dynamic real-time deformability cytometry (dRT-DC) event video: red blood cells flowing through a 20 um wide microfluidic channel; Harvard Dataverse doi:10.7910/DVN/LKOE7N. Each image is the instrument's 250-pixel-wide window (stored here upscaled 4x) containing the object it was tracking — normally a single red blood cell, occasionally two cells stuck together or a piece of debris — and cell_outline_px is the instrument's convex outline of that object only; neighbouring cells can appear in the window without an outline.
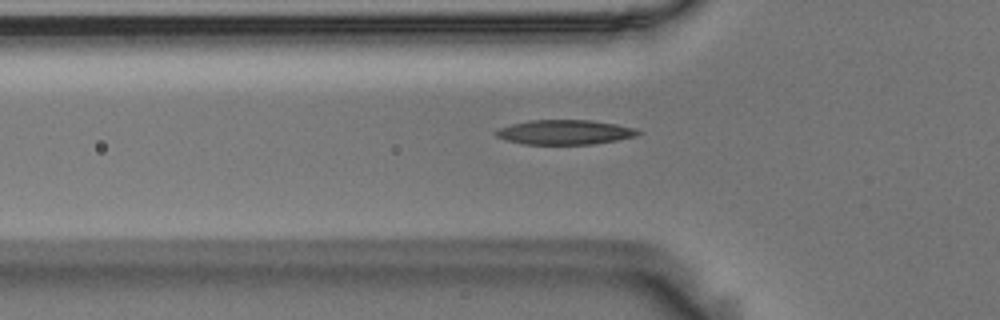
{"species": "Egyptian fruit bat (a non-hibernating species)", "species_latin": "Rousettus aegyptiacus", "temperature_condition": "room temperature", "stored_images_in_passage": 43, "camera_frame_rate_fps": 3000, "um_per_image_px": 0.085, "animal": {"sex": "male"}, "frame": {"image": 1, "passage_image": 5, "time_ms": 1.333, "image_size_px": [1000, 320], "cell_outline_px": [[640, 132], [636, 136], [616, 140], [592, 144], [524, 144], [508, 140], [496, 136], [492, 132], [500, 128], [512, 124], [532, 120], [592, 120], [616, 124], [636, 128]], "centroid_in_image_um": [48.01, 11.23], "position_along_channel_um": 77.8, "area_um2": 20.23}}
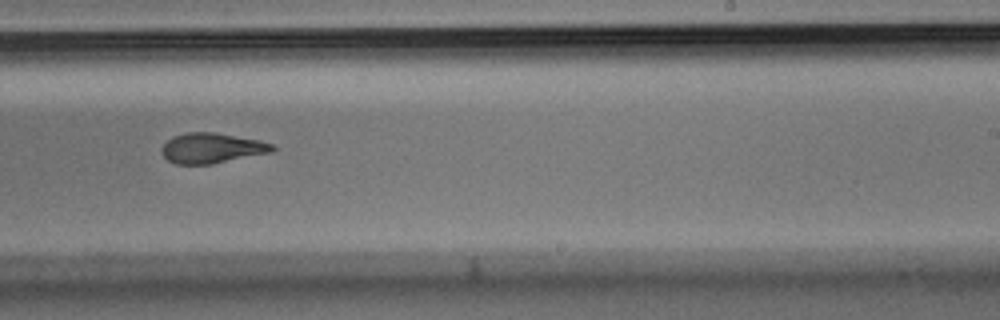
{"frame": {"image": 2, "passage_image": 21, "time_ms": 6.667, "image_size_px": [1000, 320], "cell_outline_px": [[276, 148], [272, 152], [212, 164], [176, 164], [168, 160], [164, 156], [160, 148], [172, 136], [188, 132], [212, 132], [260, 140], [272, 144]], "centroid_in_image_um": [17.99, 12.59], "position_along_channel_um": 271.0, "area_um2": 19.42}}
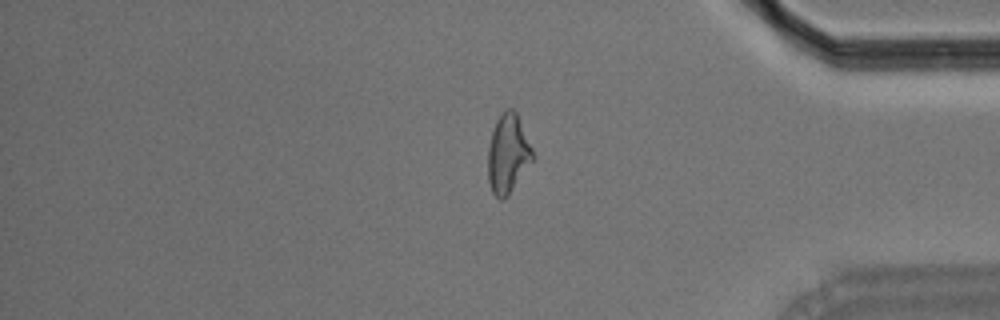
{"frame": {"image": 3, "passage_image": 33, "time_ms": 10.667, "image_size_px": [1000, 320], "cell_outline_px": [[536, 156], [508, 196], [504, 200], [500, 200], [492, 192], [488, 180], [488, 148], [492, 132], [496, 120], [500, 112], [504, 108], [512, 108], [516, 112]], "centroid_in_image_um": [43.18, 13.06], "position_along_channel_um": 392.0, "area_um2": 20.81}}